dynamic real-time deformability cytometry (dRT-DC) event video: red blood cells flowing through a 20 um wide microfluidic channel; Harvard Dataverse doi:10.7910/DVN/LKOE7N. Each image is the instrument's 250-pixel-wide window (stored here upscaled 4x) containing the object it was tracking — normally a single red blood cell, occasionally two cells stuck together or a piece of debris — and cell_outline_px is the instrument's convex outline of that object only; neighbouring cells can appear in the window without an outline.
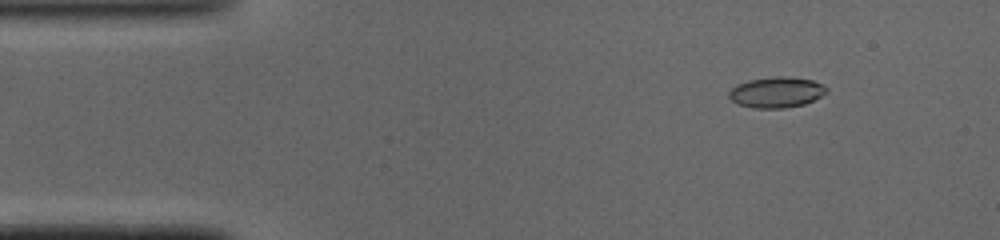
{"species": "common noctule bat (a hibernating species)", "species_latin": "Nyctalus noctula", "temperature_condition": "cold", "stored_images_in_passage": 49, "camera_frame_rate_fps": 3000, "um_per_image_px": 0.085, "animal": {"sex": "male", "body_mass_g": 19.0, "forearm_length_mm": 50.8}, "frame": {"image": 1, "passage_image": 6, "time_ms": 1.667, "image_size_px": [1000, 240], "cell_outline_px": [[828, 92], [804, 104], [784, 108], [756, 108], [736, 104], [728, 96], [728, 92], [736, 84], [748, 80], [776, 76], [784, 76], [812, 80], [828, 88]], "centroid_in_image_um": [65.96, 7.84], "position_along_channel_um": 19.0, "area_um2": 17.4}}
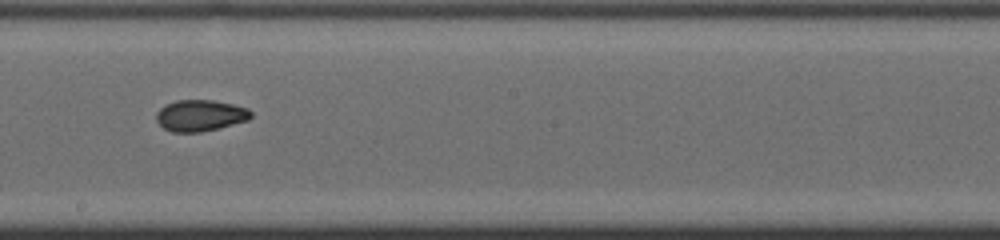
{"frame": {"image": 2, "passage_image": 27, "time_ms": 8.667, "image_size_px": [1000, 240], "cell_outline_px": [[252, 116], [248, 120], [200, 132], [172, 132], [164, 128], [156, 120], [156, 112], [160, 108], [176, 100], [212, 100], [232, 104], [248, 108], [252, 112]], "centroid_in_image_um": [17.01, 9.81], "position_along_channel_um": 231.2, "area_um2": 17.11}}
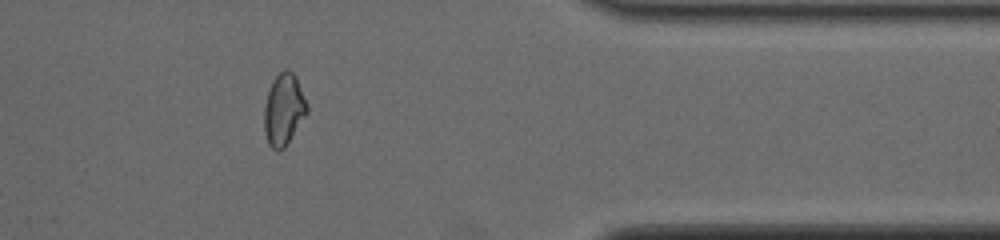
{"frame": {"image": 3, "passage_image": 40, "time_ms": 13.0, "image_size_px": [1000, 240], "cell_outline_px": [[308, 112], [284, 148], [276, 152], [268, 144], [264, 128], [264, 108], [268, 88], [272, 80], [284, 68], [288, 68], [296, 76], [308, 104]], "centroid_in_image_um": [24.11, 9.28], "position_along_channel_um": 387.3, "area_um2": 18.09}, "authors_computed_cell_mechanics": {"area_um2": 17.5134, "velocity_mm_per_s": 4.1039, "shape_relaxation_time_tau1_ms": null, "shape_relaxation_time_tau2_ms": 1.4589, "deformation_change_tau1": null, "deformation_change_tau2": 0.0522}}